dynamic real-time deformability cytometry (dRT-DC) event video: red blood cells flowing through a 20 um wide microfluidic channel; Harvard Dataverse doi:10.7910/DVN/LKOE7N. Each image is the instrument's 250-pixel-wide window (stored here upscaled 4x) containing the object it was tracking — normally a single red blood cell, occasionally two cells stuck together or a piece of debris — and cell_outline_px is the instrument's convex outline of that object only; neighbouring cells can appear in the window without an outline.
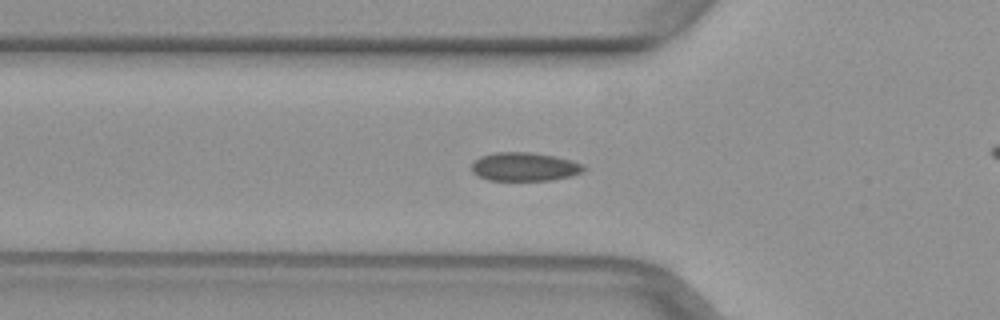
{"species": "common noctule bat (a hibernating species)", "species_latin": "Nyctalus noctula", "temperature_condition": "warm", "stored_images_in_passage": 38, "camera_frame_rate_fps": 3000, "um_per_image_px": 0.085, "animal": {"sex": "female", "body_mass_g": 29.2, "forearm_length_mm": 56.3}, "frame": {"image": 1, "passage_image": 4, "time_ms": 1.0, "image_size_px": [1000, 320], "cell_outline_px": [[588, 168], [584, 172], [572, 176], [552, 180], [488, 180], [472, 172], [472, 164], [480, 156], [496, 152], [532, 152], [556, 156], [572, 160], [584, 164]], "centroid_in_image_um": [44.66, 14.17], "position_along_channel_um": 81.1, "area_um2": 18.9}}
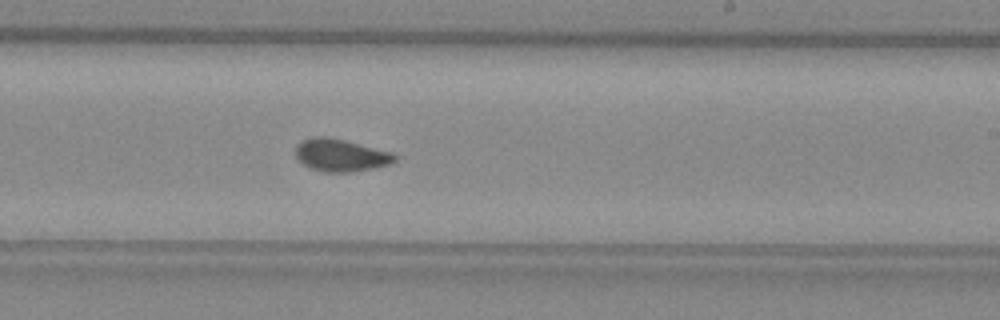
{"frame": {"image": 2, "passage_image": 17, "time_ms": 5.333, "image_size_px": [1000, 320], "cell_outline_px": [[396, 160], [388, 164], [372, 168], [352, 172], [324, 172], [308, 168], [296, 156], [296, 148], [304, 140], [316, 136], [324, 136], [344, 140], [392, 152], [396, 156]], "centroid_in_image_um": [28.96, 13.2], "position_along_channel_um": 260.0, "area_um2": 18.44}}
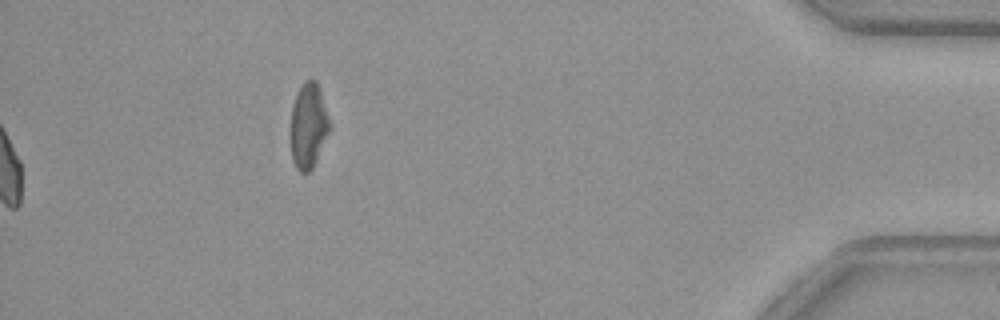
{"frame": {"image": 3, "passage_image": 38, "time_ms": 12.333, "image_size_px": [1000, 320], "cell_outline_px": [[332, 128], [312, 168], [308, 172], [300, 172], [296, 168], [292, 160], [292, 108], [296, 92], [300, 84], [304, 80], [316, 80], [320, 88], [332, 124]], "centroid_in_image_um": [26.26, 10.64], "position_along_channel_um": 408.9, "area_um2": 19.54}}